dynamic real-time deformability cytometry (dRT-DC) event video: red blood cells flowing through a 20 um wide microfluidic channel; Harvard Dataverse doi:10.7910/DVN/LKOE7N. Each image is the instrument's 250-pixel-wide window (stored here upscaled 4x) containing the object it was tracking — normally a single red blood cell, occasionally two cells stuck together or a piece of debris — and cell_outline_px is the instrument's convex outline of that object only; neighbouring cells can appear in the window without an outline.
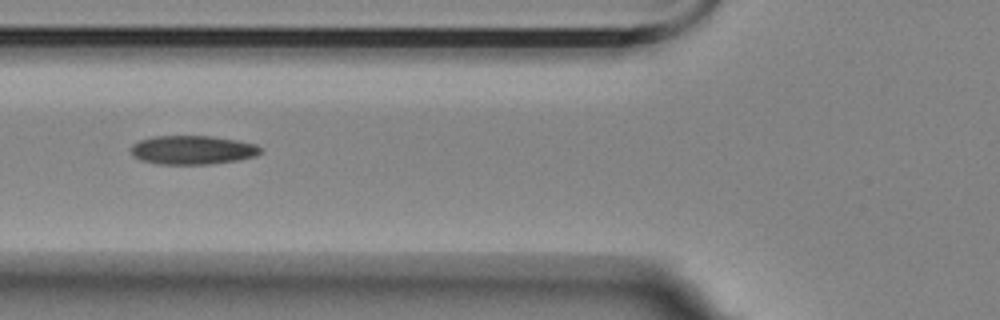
{"species": "Egyptian fruit bat (a non-hibernating species)", "species_latin": "Rousettus aegyptiacus", "temperature_condition": "room temperature", "stored_images_in_passage": 14, "camera_frame_rate_fps": 3000, "um_per_image_px": 0.085, "animal": {"sex": "female"}, "frame": {"image": 1, "passage_image": 5, "time_ms": 5.667, "image_size_px": [1000, 320], "cell_outline_px": [[260, 152], [256, 156], [240, 160], [212, 164], [160, 164], [140, 160], [132, 156], [128, 148], [132, 144], [140, 140], [152, 136], [212, 136], [236, 140], [256, 144], [260, 148]], "centroid_in_image_um": [16.32, 12.75], "position_along_channel_um": 109.5, "area_um2": 22.02}}
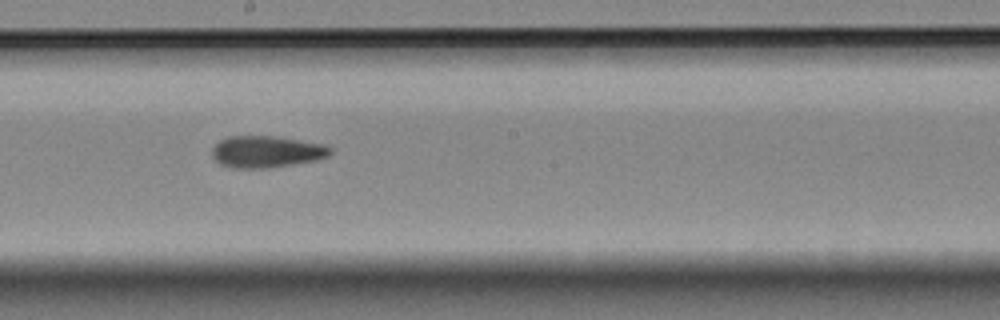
{"frame": {"image": 2, "passage_image": 8, "time_ms": 9.0, "image_size_px": [1000, 320], "cell_outline_px": [[332, 152], [328, 156], [316, 160], [268, 168], [236, 168], [220, 164], [212, 156], [212, 148], [220, 140], [228, 136], [276, 136], [328, 144], [332, 148]], "centroid_in_image_um": [22.69, 12.88], "position_along_channel_um": 225.5, "area_um2": 22.02}}
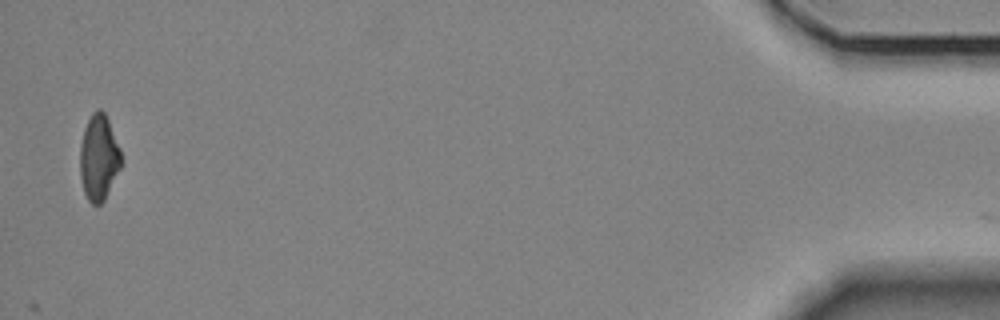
{"frame": {"image": 3, "passage_image": 14, "time_ms": 17.333, "image_size_px": [1000, 320], "cell_outline_px": [[120, 168], [104, 200], [100, 204], [92, 204], [88, 200], [84, 192], [80, 176], [80, 144], [84, 128], [92, 112], [96, 108], [100, 108], [104, 112], [108, 120], [120, 148]], "centroid_in_image_um": [8.38, 13.37], "position_along_channel_um": 426.8, "area_um2": 20.4}, "authors_computed_cell_mechanics": {"area_um2": 21.7039, "velocity_mm_per_s": 3.4852, "shape_relaxation_time_tau1_ms": null, "shape_relaxation_time_tau2_ms": 8.4517, "deformation_change_tau1": null, "deformation_change_tau2": 0.1629}}